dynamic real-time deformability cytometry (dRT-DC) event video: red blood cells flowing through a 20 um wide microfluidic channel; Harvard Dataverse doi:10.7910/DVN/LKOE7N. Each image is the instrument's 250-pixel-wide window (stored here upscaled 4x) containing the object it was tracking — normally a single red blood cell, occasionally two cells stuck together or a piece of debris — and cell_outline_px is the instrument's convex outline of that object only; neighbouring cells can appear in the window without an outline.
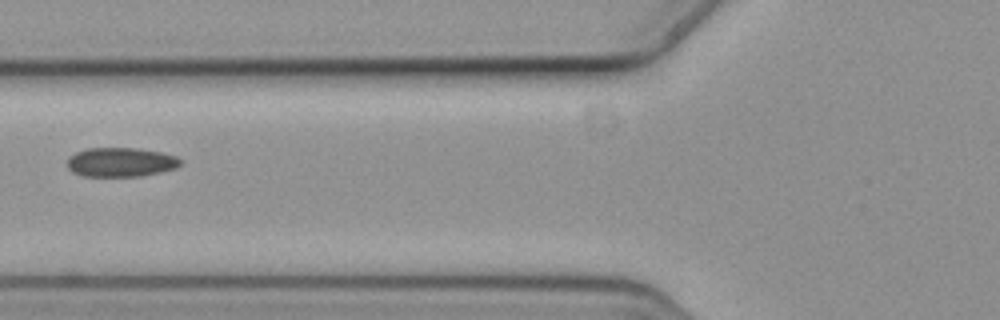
{"species": "common noctule bat (a hibernating species)", "species_latin": "Nyctalus noctula", "temperature_condition": "cold", "stored_images_in_passage": 3, "camera_frame_rate_fps": 3000, "um_per_image_px": 0.085, "animal": {"sex": "female", "body_mass_g": 19.3, "forearm_length_mm": 54.1}, "frame": {"image": 1, "passage_image": 3, "time_ms": 0.667, "image_size_px": [1000, 320], "cell_outline_px": [[184, 160], [176, 168], [160, 172], [140, 176], [84, 176], [72, 172], [68, 168], [68, 156], [76, 152], [88, 148], [136, 148], [160, 152], [176, 156]], "centroid_in_image_um": [10.27, 13.78], "position_along_channel_um": 115.5, "area_um2": 19.31}}